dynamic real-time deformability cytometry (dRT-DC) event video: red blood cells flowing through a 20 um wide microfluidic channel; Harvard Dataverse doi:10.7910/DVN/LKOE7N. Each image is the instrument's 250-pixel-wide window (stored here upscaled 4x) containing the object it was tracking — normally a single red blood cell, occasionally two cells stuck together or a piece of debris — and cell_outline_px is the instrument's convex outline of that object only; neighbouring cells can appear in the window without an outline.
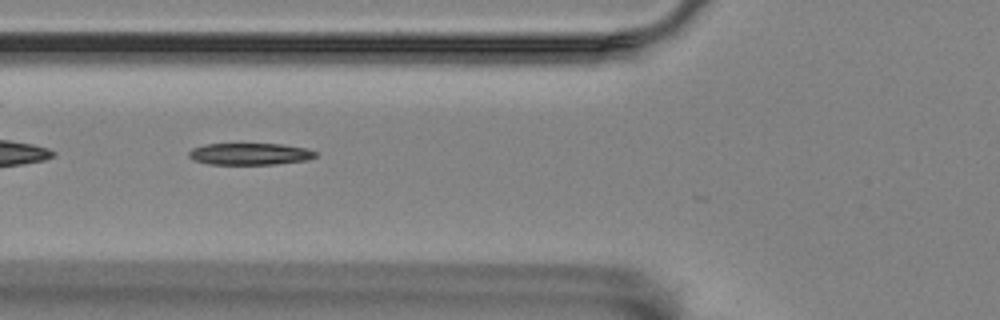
{"species": "Egyptian fruit bat (a non-hibernating species)", "species_latin": "Rousettus aegyptiacus", "temperature_condition": "room temperature", "stored_images_in_passage": 8, "camera_frame_rate_fps": 3000, "um_per_image_px": 0.085, "animal": {"sex": "female"}, "frame": {"image": 1, "passage_image": 7, "time_ms": 2.0, "image_size_px": [1000, 320], "cell_outline_px": [[316, 156], [308, 160], [276, 164], [208, 164], [192, 160], [188, 156], [188, 152], [192, 148], [204, 144], [280, 144], [308, 148], [316, 152]], "centroid_in_image_um": [21.22, 13.08], "position_along_channel_um": 104.6, "area_um2": 16.18}}
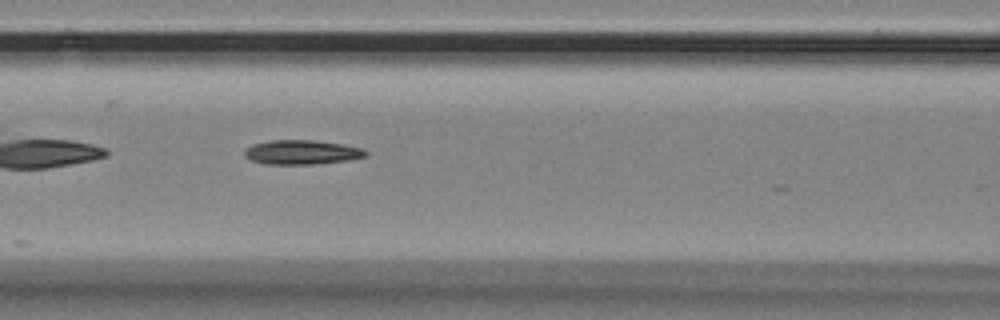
{"frame": {"image": 2, "passage_image": 8, "time_ms": 2.333, "image_size_px": [1000, 320], "cell_outline_px": [[368, 152], [364, 156], [348, 160], [312, 164], [264, 164], [252, 160], [244, 156], [244, 152], [252, 144], [272, 140], [312, 140], [344, 144], [364, 148]], "centroid_in_image_um": [25.66, 12.93], "position_along_channel_um": 140.9, "area_um2": 17.11}}